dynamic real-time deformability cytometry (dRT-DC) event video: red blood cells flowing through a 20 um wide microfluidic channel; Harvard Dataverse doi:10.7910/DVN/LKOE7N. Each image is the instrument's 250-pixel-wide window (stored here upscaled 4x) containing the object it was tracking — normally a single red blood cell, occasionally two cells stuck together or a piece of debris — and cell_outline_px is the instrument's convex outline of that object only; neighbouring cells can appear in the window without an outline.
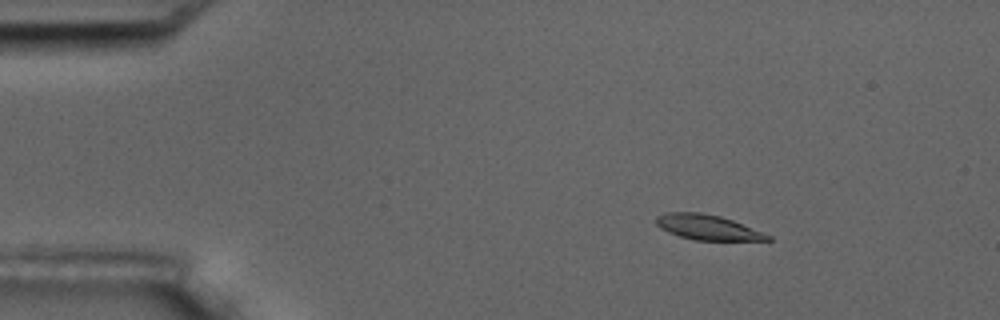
{"species": "common noctule bat (a hibernating species)", "species_latin": "Nyctalus noctula", "temperature_condition": "room temperature", "stored_images_in_passage": 4, "camera_frame_rate_fps": 3000, "um_per_image_px": 0.085, "animal": {"sex": "male", "body_mass_g": 17.5, "forearm_length_mm": 52.3}, "frame": {"image": 1, "passage_image": 2, "time_ms": 1.0, "image_size_px": [1000, 320], "cell_outline_px": [[772, 240], [696, 240], [680, 236], [668, 232], [660, 228], [656, 224], [656, 216], [668, 212], [700, 212], [720, 216], [732, 220], [772, 236]], "centroid_in_image_um": [60.12, 19.31], "position_along_channel_um": 24.9, "area_um2": 16.13}}